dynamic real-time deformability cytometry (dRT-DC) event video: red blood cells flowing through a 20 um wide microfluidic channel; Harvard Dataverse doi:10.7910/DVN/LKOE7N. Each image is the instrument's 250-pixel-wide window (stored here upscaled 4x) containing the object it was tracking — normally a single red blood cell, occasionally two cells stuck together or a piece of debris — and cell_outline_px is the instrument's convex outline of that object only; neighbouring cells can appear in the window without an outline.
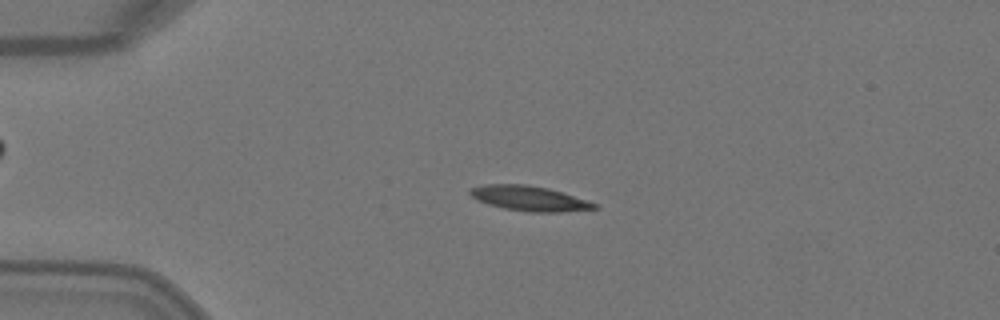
{"species": "Egyptian fruit bat (a non-hibernating species)", "species_latin": "Rousettus aegyptiacus", "temperature_condition": "warm", "stored_images_in_passage": 4, "camera_frame_rate_fps": 3000, "um_per_image_px": 0.085, "animal": {"sex": "female"}, "frame": {"image": 1, "passage_image": 3, "time_ms": 0.667, "image_size_px": [1000, 320], "cell_outline_px": [[600, 208], [560, 212], [528, 212], [504, 208], [488, 204], [476, 200], [468, 192], [472, 188], [488, 184], [528, 184], [548, 188], [596, 204]], "centroid_in_image_um": [44.95, 16.87], "position_along_channel_um": 40.0, "area_um2": 17.8}}